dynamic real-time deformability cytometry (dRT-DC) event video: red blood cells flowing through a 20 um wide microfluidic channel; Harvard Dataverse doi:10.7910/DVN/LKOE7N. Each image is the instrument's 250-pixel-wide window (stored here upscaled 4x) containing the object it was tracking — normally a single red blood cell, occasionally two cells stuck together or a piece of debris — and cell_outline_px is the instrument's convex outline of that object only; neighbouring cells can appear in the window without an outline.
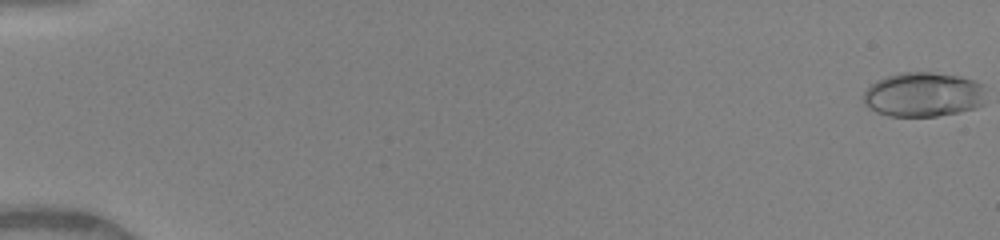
{"species": "human", "species_latin": "Homo sapiens", "temperature_condition": "warm", "stored_images_in_passage": 51, "camera_frame_rate_fps": 3000, "um_per_image_px": 0.085, "donor": {"sex": "female"}, "frame": {"image": 1, "passage_image": 1, "time_ms": 0.0, "image_size_px": [1000, 240], "cell_outline_px": [[984, 104], [976, 108], [936, 116], [888, 116], [876, 112], [868, 108], [864, 104], [864, 92], [876, 80], [888, 76], [904, 72], [932, 72], [960, 76], [976, 80], [984, 84]], "centroid_in_image_um": [78.5, 8.03], "position_along_channel_um": 6.5, "area_um2": 31.96}}
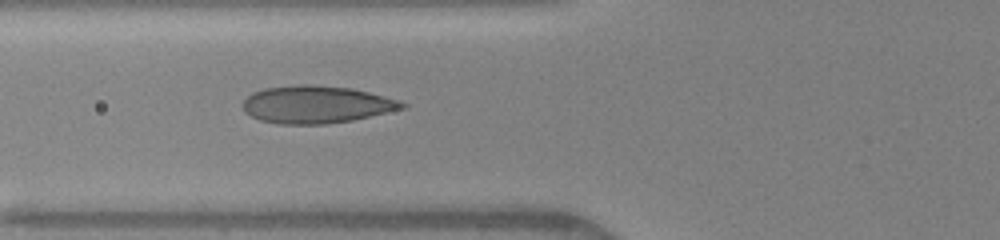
{"frame": {"image": 2, "passage_image": 21, "time_ms": 6.667, "image_size_px": [1000, 240], "cell_outline_px": [[408, 104], [404, 108], [352, 120], [324, 124], [280, 124], [260, 120], [244, 112], [244, 100], [252, 92], [264, 88], [300, 84], [312, 84], [352, 88], [400, 100]], "centroid_in_image_um": [26.88, 8.87], "position_along_channel_um": 98.9, "area_um2": 34.68}}
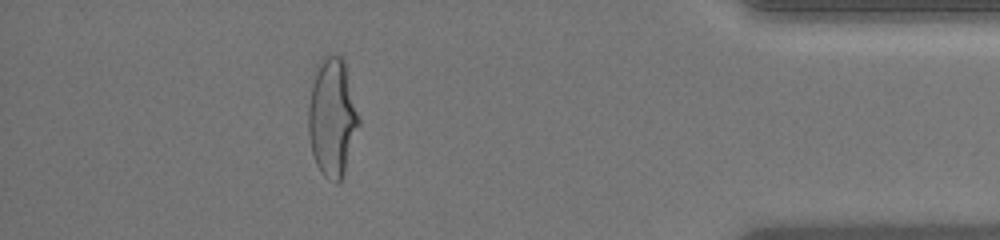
{"frame": {"image": 3, "passage_image": 46, "time_ms": 15.0, "image_size_px": [1000, 240], "cell_outline_px": [[360, 124], [344, 172], [340, 180], [336, 184], [328, 180], [324, 176], [316, 164], [312, 152], [308, 136], [308, 108], [312, 84], [316, 64], [328, 52], [340, 56], [344, 60], [360, 120]], "centroid_in_image_um": [28.23, 9.95], "position_along_channel_um": 407.0, "area_um2": 34.97}, "authors_computed_cell_mechanics": {"area_um2": 33.0038, "velocity_mm_per_s": 4.1271, "shape_relaxation_time_tau1_ms": 8.8636, "shape_relaxation_time_tau2_ms": null, "deformation_change_tau1": 0.2633, "deformation_change_tau2": null}}